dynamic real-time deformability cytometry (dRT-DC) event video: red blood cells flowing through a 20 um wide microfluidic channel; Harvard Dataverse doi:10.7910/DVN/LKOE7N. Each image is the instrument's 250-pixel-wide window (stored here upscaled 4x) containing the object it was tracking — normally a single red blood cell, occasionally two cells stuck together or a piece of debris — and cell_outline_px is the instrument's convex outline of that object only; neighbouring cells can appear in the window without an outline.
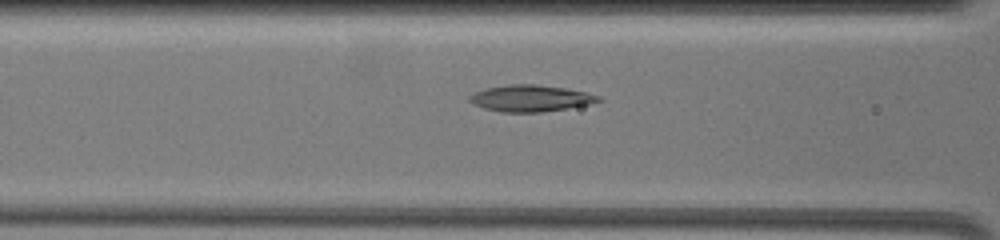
{"species": "common noctule bat (a hibernating species)", "species_latin": "Nyctalus noctula", "temperature_condition": "warm", "stored_images_in_passage": 30, "camera_frame_rate_fps": 3000, "um_per_image_px": 0.085, "animal": {"sex": "female", "body_mass_g": 19.5, "forearm_length_mm": 54.1}, "frame": {"image": 1, "passage_image": 5, "time_ms": 2.0, "image_size_px": [1000, 240], "cell_outline_px": [[604, 100], [588, 104], [568, 108], [540, 112], [500, 112], [484, 108], [472, 104], [468, 100], [468, 96], [484, 88], [508, 84], [536, 84], [564, 88], [584, 92], [600, 96]], "centroid_in_image_um": [45.06, 8.35], "position_along_channel_um": 121.5, "area_um2": 19.94}}
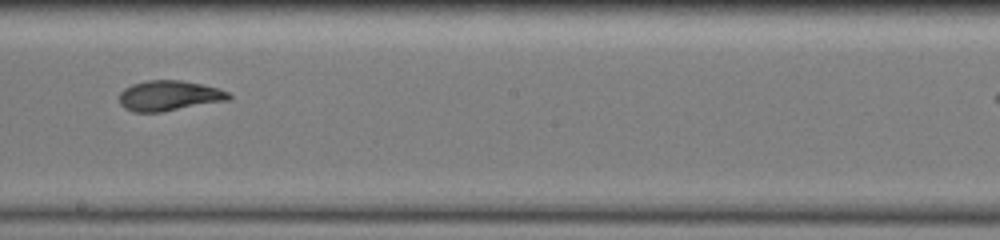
{"frame": {"image": 2, "passage_image": 11, "time_ms": 5.333, "image_size_px": [1000, 240], "cell_outline_px": [[232, 96], [228, 100], [164, 112], [132, 112], [124, 108], [120, 104], [120, 92], [124, 88], [132, 84], [148, 80], [180, 80], [220, 88], [228, 92]], "centroid_in_image_um": [14.37, 8.14], "position_along_channel_um": 233.8, "area_um2": 19.42}}
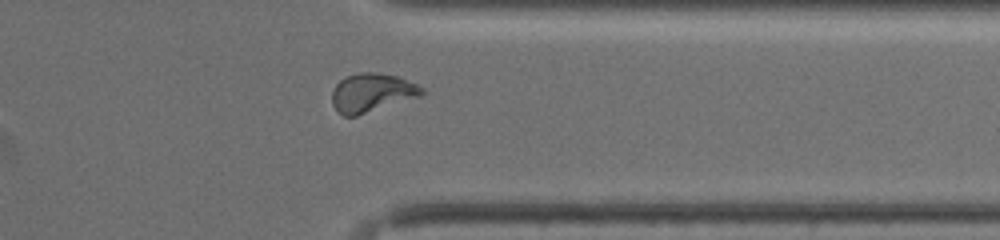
{"frame": {"image": 3, "passage_image": 24, "time_ms": 9.667, "image_size_px": [1000, 240], "cell_outline_px": [[428, 92], [420, 96], [356, 116], [344, 116], [332, 104], [332, 92], [336, 84], [340, 80], [348, 76], [360, 72], [380, 72], [396, 76], [416, 84], [424, 88]], "centroid_in_image_um": [31.63, 7.87], "position_along_channel_um": 379.8, "area_um2": 20.11}}